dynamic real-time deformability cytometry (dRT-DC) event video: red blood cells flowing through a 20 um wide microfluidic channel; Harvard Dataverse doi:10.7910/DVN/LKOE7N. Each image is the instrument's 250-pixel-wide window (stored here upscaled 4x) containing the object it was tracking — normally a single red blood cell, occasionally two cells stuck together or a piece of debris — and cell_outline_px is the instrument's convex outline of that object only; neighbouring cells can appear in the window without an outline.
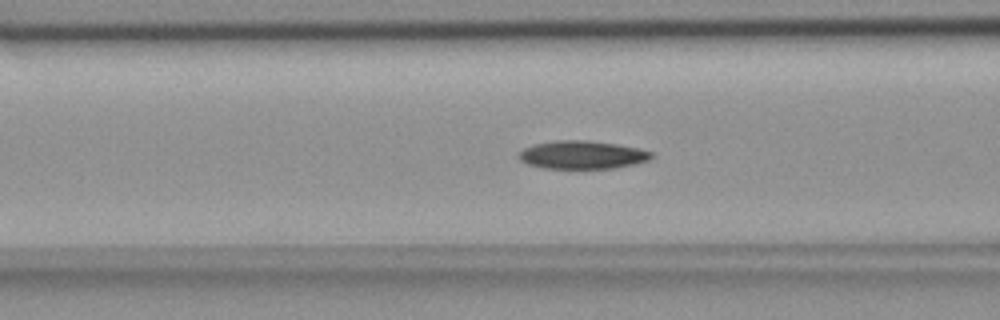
{"species": "common noctule bat (a hibernating species)", "species_latin": "Nyctalus noctula", "temperature_condition": "room temperature", "stored_images_in_passage": 56, "camera_frame_rate_fps": 3000, "um_per_image_px": 0.085, "animal": {"sex": "female", "body_mass_g": 18.4}, "frame": {"image": 1, "passage_image": 22, "time_ms": 7.0, "image_size_px": [1000, 320], "cell_outline_px": [[656, 156], [648, 160], [636, 164], [612, 168], [544, 168], [528, 164], [520, 160], [520, 152], [524, 148], [532, 144], [556, 140], [588, 140], [616, 144], [636, 148], [652, 152]], "centroid_in_image_um": [49.5, 13.15], "position_along_channel_um": 117.1, "area_um2": 21.68}}
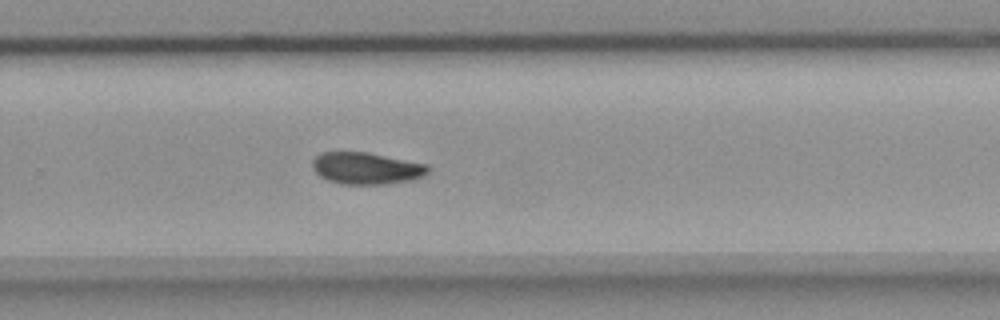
{"frame": {"image": 2, "passage_image": 37, "time_ms": 12.0, "image_size_px": [1000, 320], "cell_outline_px": [[428, 172], [424, 176], [412, 180], [388, 184], [340, 184], [328, 180], [320, 176], [312, 168], [312, 160], [320, 152], [368, 152], [428, 164]], "centroid_in_image_um": [31.14, 14.3], "position_along_channel_um": 298.7, "area_um2": 21.62}}
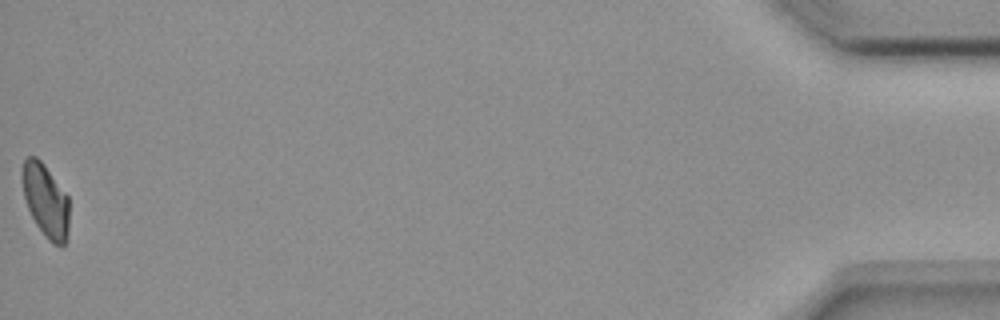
{"frame": {"image": 3, "passage_image": 56, "time_ms": 18.333, "image_size_px": [1000, 320], "cell_outline_px": [[68, 240], [60, 248], [52, 244], [48, 240], [36, 224], [28, 208], [24, 196], [24, 160], [28, 156], [36, 156], [44, 164], [68, 196]], "centroid_in_image_um": [3.93, 17.11], "position_along_channel_um": 431.3, "area_um2": 19.71}, "authors_computed_cell_mechanics": {"area_um2": 21.4438, "velocity_mm_per_s": 3.6438, "shape_relaxation_time_tau1_ms": 7.4371, "shape_relaxation_time_tau2_ms": null, "deformation_change_tau1": 0.1515, "deformation_change_tau2": null}}